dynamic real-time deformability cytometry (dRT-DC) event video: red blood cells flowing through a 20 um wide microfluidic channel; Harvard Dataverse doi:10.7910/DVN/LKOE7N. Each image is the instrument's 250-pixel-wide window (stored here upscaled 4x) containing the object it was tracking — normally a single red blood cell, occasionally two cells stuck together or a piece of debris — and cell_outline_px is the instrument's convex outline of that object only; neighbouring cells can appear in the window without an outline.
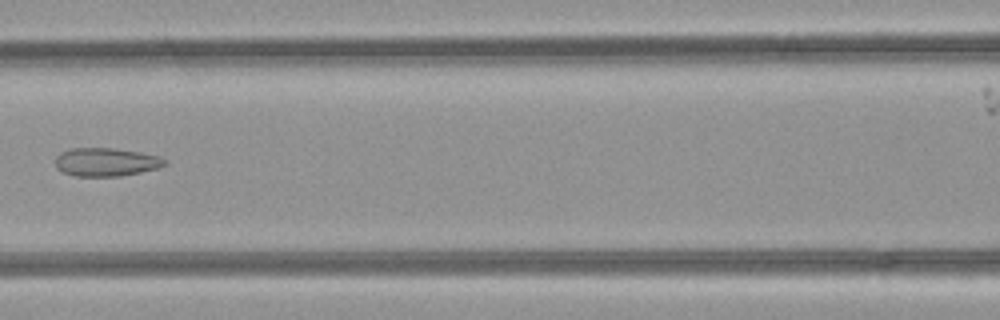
{"species": "common noctule bat (a hibernating species)", "species_latin": "Nyctalus noctula", "temperature_condition": "room temperature", "stored_images_in_passage": 5, "camera_frame_rate_fps": 3000, "um_per_image_px": 0.085, "animal": {"sex": "female", "body_mass_g": 21.9}, "frame": {"image": 1, "passage_image": 4, "time_ms": 1.0, "image_size_px": [1000, 320], "cell_outline_px": [[168, 164], [160, 168], [120, 176], [76, 176], [64, 172], [56, 168], [56, 156], [60, 152], [72, 148], [112, 148], [140, 152], [160, 156]], "centroid_in_image_um": [9.03, 13.77], "position_along_channel_um": 157.6, "area_um2": 18.09}}